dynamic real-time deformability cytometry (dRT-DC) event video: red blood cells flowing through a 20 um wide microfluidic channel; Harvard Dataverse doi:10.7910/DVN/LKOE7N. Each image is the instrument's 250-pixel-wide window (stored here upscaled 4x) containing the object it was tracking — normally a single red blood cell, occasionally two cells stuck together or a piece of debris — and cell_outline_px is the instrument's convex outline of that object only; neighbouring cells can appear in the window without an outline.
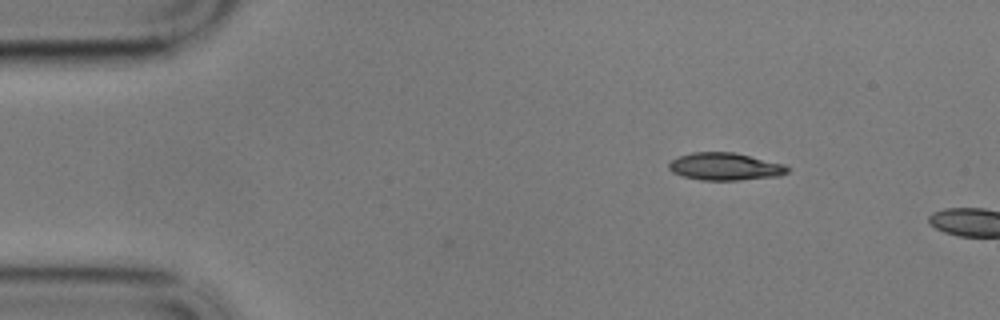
{"species": "common noctule bat (a hibernating species)", "species_latin": "Nyctalus noctula", "temperature_condition": "cold", "stored_images_in_passage": 4, "camera_frame_rate_fps": 3000, "um_per_image_px": 0.085, "animal": {"sex": "male", "body_mass_g": 17.9}, "frame": {"image": 1, "passage_image": 1, "time_ms": 0.0, "image_size_px": [1000, 320], "cell_outline_px": [[792, 168], [788, 172], [780, 176], [740, 180], [700, 180], [684, 176], [672, 172], [668, 168], [668, 164], [672, 160], [680, 156], [692, 152], [736, 152], [784, 164]], "centroid_in_image_um": [61.67, 14.16], "position_along_channel_um": 23.3, "area_um2": 19.13}}